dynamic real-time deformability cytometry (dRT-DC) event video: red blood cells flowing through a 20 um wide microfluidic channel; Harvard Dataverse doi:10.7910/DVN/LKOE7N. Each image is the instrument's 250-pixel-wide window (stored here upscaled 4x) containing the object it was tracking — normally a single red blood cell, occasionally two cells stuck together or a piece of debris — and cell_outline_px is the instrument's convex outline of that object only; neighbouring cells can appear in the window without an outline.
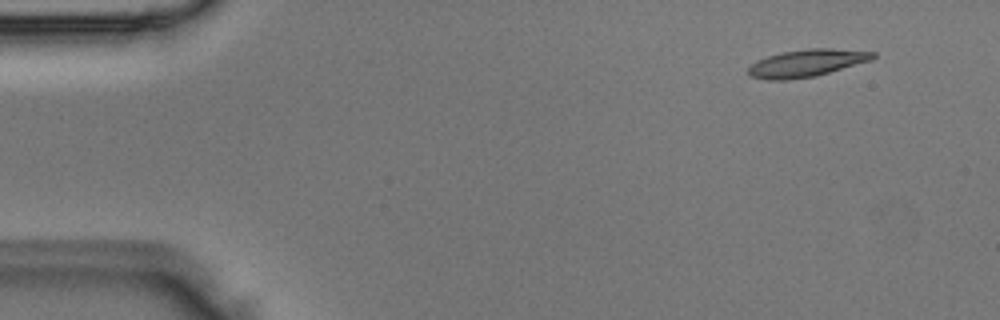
{"species": "Egyptian fruit bat (a non-hibernating species)", "species_latin": "Rousettus aegyptiacus", "temperature_condition": "room temperature", "stored_images_in_passage": 5, "segment_of_instrument_passage": [2, 2], "camera_frame_rate_fps": 3000, "um_per_image_px": 0.085, "animal": {"sex": "male"}, "frame": {"image": 1, "passage_image": 5, "time_ms": 1.333, "image_size_px": [1000, 320], "cell_outline_px": [[876, 56], [872, 60], [816, 76], [788, 80], [768, 80], [748, 76], [748, 68], [756, 60], [780, 52], [808, 48], [832, 48], [876, 52]], "centroid_in_image_um": [68.56, 5.36], "position_along_channel_um": 16.4, "area_um2": 20.06}}